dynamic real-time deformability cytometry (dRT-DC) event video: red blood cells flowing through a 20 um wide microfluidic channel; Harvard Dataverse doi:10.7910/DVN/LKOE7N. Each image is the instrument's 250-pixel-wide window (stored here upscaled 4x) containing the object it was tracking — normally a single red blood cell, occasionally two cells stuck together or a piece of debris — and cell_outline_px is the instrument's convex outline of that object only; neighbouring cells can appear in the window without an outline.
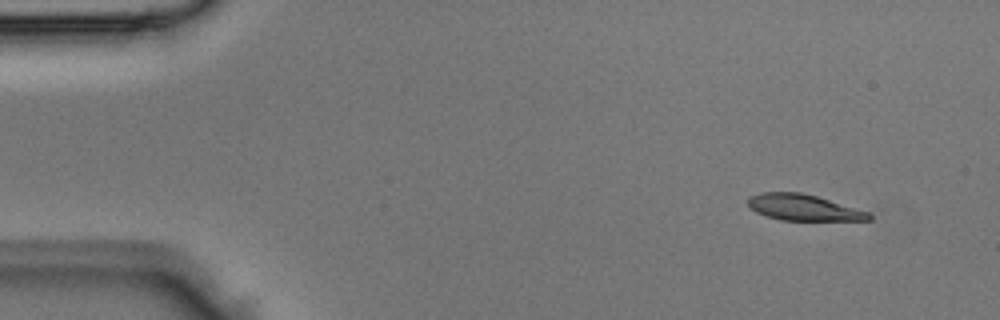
{"species": "Egyptian fruit bat (a non-hibernating species)", "species_latin": "Rousettus aegyptiacus", "temperature_condition": "room temperature", "stored_images_in_passage": 4, "camera_frame_rate_fps": 3000, "um_per_image_px": 0.085, "animal": {"sex": "male"}, "frame": {"image": 1, "passage_image": 1, "time_ms": 0.0, "image_size_px": [1000, 320], "cell_outline_px": [[872, 220], [780, 220], [756, 212], [748, 204], [748, 196], [760, 192], [800, 192], [816, 196], [868, 212], [872, 216]], "centroid_in_image_um": [68.26, 17.63], "position_along_channel_um": 16.7, "area_um2": 18.15}}
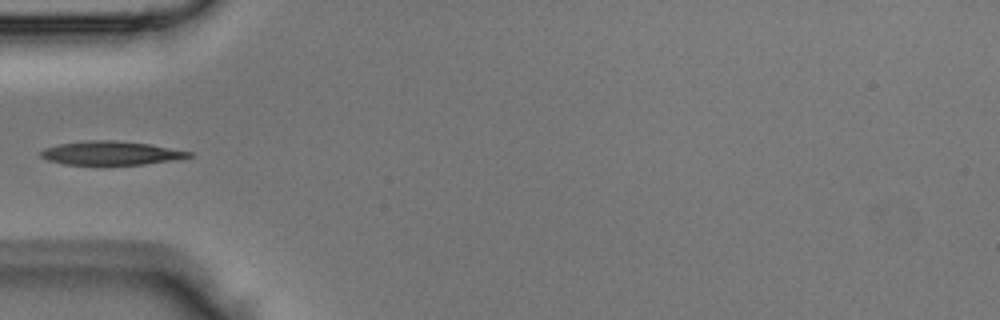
{"frame": {"image": 2, "passage_image": 4, "time_ms": 1.0, "image_size_px": [1000, 320], "cell_outline_px": [[196, 156], [180, 160], [144, 164], [64, 164], [48, 160], [40, 156], [40, 152], [44, 148], [56, 144], [88, 140], [116, 140], [148, 144], [192, 152]], "centroid_in_image_um": [9.48, 13.01], "position_along_channel_um": 75.5, "area_um2": 20.58}}